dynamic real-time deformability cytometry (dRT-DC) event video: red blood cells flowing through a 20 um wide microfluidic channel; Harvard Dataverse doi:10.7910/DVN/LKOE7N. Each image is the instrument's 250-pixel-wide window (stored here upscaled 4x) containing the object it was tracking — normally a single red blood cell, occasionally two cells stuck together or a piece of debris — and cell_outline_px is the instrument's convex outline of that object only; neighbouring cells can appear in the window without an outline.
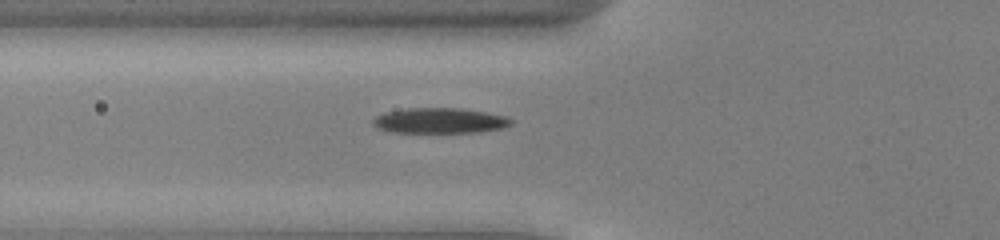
{"species": "common noctule bat (a hibernating species)", "species_latin": "Nyctalus noctula", "temperature_condition": "cold", "stored_images_in_passage": 31, "camera_frame_rate_fps": 3000, "um_per_image_px": 0.085, "animal": {"sex": "male", "body_mass_g": 13.0, "forearm_length_mm": 53.1}, "frame": {"image": 1, "passage_image": 2, "time_ms": 0.333, "image_size_px": [1000, 240], "cell_outline_px": [[516, 120], [512, 124], [504, 128], [480, 132], [392, 132], [376, 128], [372, 124], [372, 120], [376, 116], [384, 112], [408, 108], [460, 108], [488, 112], [508, 116]], "centroid_in_image_um": [37.43, 10.25], "position_along_channel_um": 88.4, "area_um2": 20.75}}
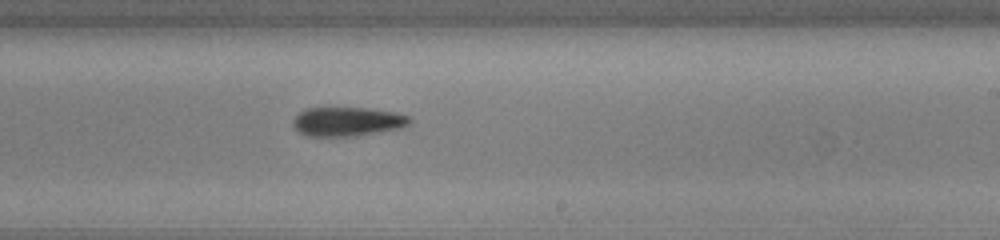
{"frame": {"image": 2, "passage_image": 15, "time_ms": 4.667, "image_size_px": [1000, 240], "cell_outline_px": [[412, 124], [400, 128], [356, 136], [308, 136], [300, 132], [292, 124], [292, 120], [300, 112], [308, 108], [368, 108], [396, 112], [408, 116], [412, 120]], "centroid_in_image_um": [29.56, 10.33], "position_along_channel_um": 259.4, "area_um2": 19.77}}
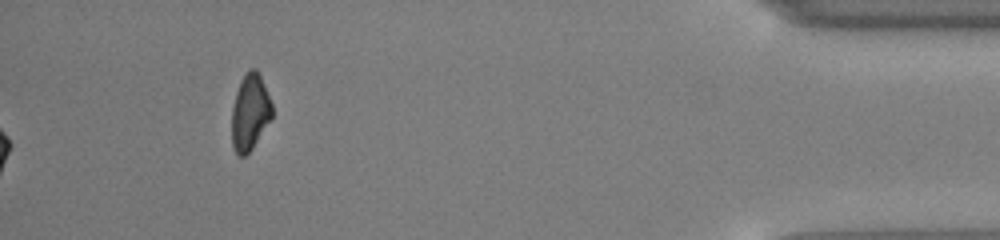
{"frame": {"image": 3, "passage_image": 31, "time_ms": 10.0, "image_size_px": [1000, 240], "cell_outline_px": [[272, 116], [252, 148], [244, 156], [240, 156], [236, 152], [232, 144], [232, 104], [240, 80], [248, 68], [256, 68], [260, 76], [272, 104]], "centroid_in_image_um": [21.23, 9.5], "position_along_channel_um": 414.0, "area_um2": 17.69}, "authors_computed_cell_mechanics": {"area_um2": 19.9988, "velocity_mm_per_s": 3.947, "shape_relaxation_time_tau1_ms": 2.3889, "shape_relaxation_time_tau2_ms": null, "deformation_change_tau1": 0.1206, "deformation_change_tau2": null}}